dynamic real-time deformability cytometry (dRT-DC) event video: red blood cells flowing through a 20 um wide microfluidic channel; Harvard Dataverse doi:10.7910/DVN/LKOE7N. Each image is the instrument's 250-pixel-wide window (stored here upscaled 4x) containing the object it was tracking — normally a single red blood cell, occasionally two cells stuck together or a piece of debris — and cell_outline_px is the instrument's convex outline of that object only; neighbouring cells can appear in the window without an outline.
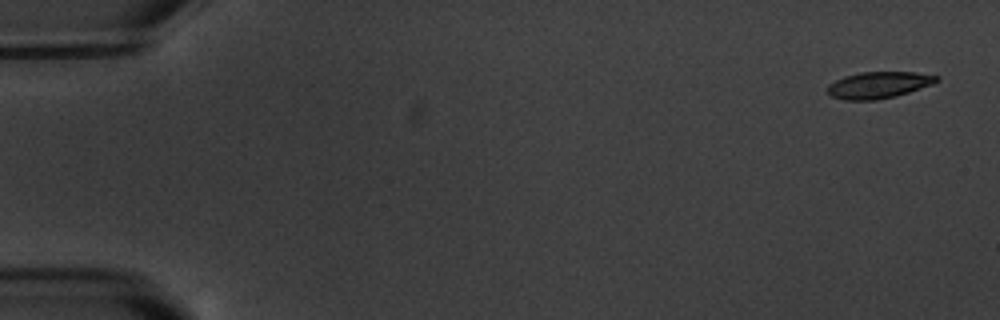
{"species": "common noctule bat (a hibernating species)", "species_latin": "Nyctalus noctula", "temperature_condition": "warm", "stored_images_in_passage": 16, "camera_frame_rate_fps": 3000, "um_per_image_px": 0.085, "animal": {"sex": "male", "body_mass_g": 20.1, "forearm_length_mm": 53.5}, "frame": {"image": 1, "passage_image": 1, "time_ms": 0.0, "image_size_px": [1000, 320], "cell_outline_px": [[940, 80], [932, 84], [896, 96], [876, 100], [844, 100], [832, 96], [828, 92], [828, 84], [844, 76], [860, 72], [916, 72], [940, 76]], "centroid_in_image_um": [74.69, 7.22], "position_along_channel_um": 10.3, "area_um2": 16.88}}
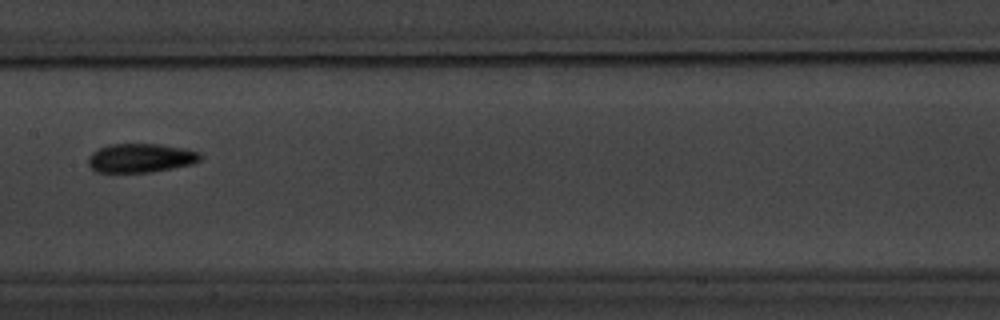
{"frame": {"image": 2, "passage_image": 9, "time_ms": 9.333, "image_size_px": [1000, 320], "cell_outline_px": [[204, 156], [200, 160], [192, 164], [152, 172], [96, 172], [88, 164], [88, 156], [92, 152], [108, 144], [160, 144], [188, 148], [200, 152]], "centroid_in_image_um": [12.0, 13.42], "position_along_channel_um": 195.4, "area_um2": 19.13}}
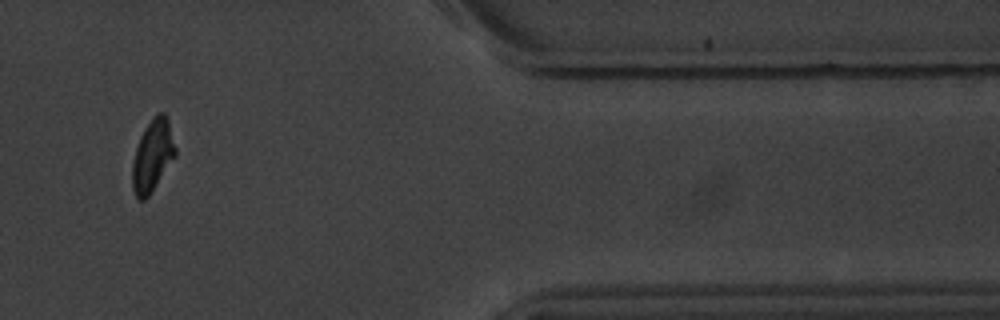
{"frame": {"image": 3, "passage_image": 14, "time_ms": 16.0, "image_size_px": [1000, 320], "cell_outline_px": [[176, 156], [152, 192], [144, 200], [140, 200], [136, 196], [132, 188], [132, 164], [136, 148], [140, 136], [144, 128], [152, 116], [156, 112], [164, 112], [168, 120], [176, 148]], "centroid_in_image_um": [12.97, 13.21], "position_along_channel_um": 398.4, "area_um2": 18.21}, "authors_computed_cell_mechanics": {"area_um2": 17.6868, "velocity_mm_per_s": 3.5048, "shape_relaxation_time_tau1_ms": 2.137, "shape_relaxation_time_tau2_ms": null, "deformation_change_tau1": 0.1094, "deformation_change_tau2": null}}